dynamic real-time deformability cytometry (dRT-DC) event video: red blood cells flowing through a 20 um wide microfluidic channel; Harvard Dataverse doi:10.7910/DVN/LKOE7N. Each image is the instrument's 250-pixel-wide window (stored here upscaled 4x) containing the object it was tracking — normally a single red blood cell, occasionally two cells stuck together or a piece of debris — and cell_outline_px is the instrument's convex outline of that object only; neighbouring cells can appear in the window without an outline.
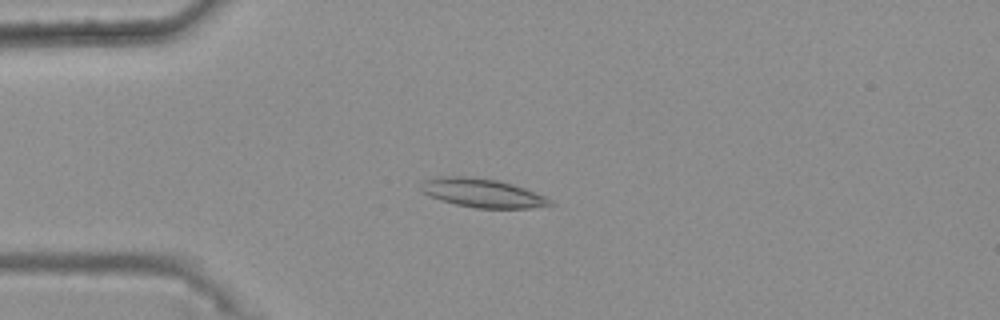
{"species": "common noctule bat (a hibernating species)", "species_latin": "Nyctalus noctula", "temperature_condition": "warm", "stored_images_in_passage": 46, "camera_frame_rate_fps": 3000, "um_per_image_px": 0.085, "animal": {"sex": "female", "body_mass_g": 25.1}, "frame": {"image": 1, "passage_image": 14, "time_ms": 4.333, "image_size_px": [1000, 320], "cell_outline_px": [[556, 204], [528, 208], [476, 208], [456, 204], [440, 200], [428, 196], [420, 192], [420, 188], [424, 180], [440, 176], [472, 176], [496, 180], [512, 184], [524, 188], [544, 196], [552, 200]], "centroid_in_image_um": [40.96, 16.4], "position_along_channel_um": 44.0, "area_um2": 21.68}}
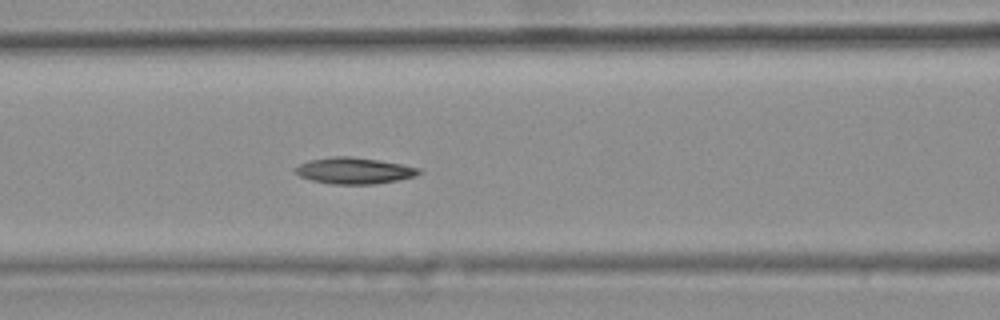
{"frame": {"image": 2, "passage_image": 23, "time_ms": 7.333, "image_size_px": [1000, 320], "cell_outline_px": [[424, 172], [416, 176], [376, 184], [332, 184], [312, 180], [300, 176], [296, 172], [296, 168], [300, 164], [308, 160], [332, 156], [352, 156], [400, 164], [420, 168]], "centroid_in_image_um": [30.13, 14.5], "position_along_channel_um": 136.5, "area_um2": 18.84}}
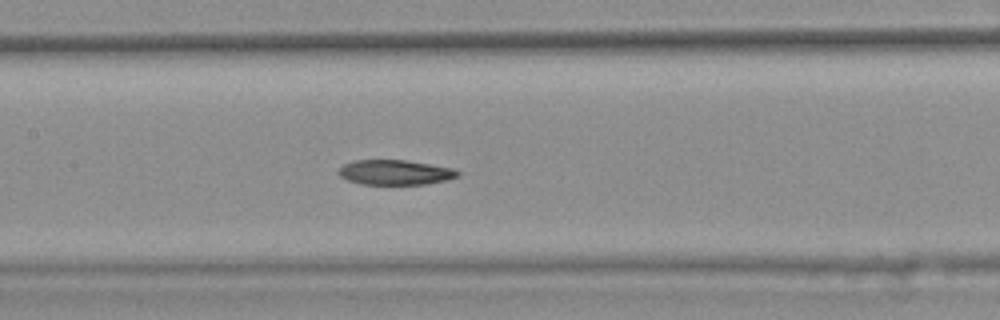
{"frame": {"image": 3, "passage_image": 26, "time_ms": 8.333, "image_size_px": [1000, 320], "cell_outline_px": [[460, 176], [448, 180], [428, 184], [360, 184], [348, 180], [340, 176], [336, 172], [344, 164], [356, 160], [404, 160], [452, 168], [460, 172]], "centroid_in_image_um": [33.59, 14.66], "position_along_channel_um": 173.8, "area_um2": 17.28}}